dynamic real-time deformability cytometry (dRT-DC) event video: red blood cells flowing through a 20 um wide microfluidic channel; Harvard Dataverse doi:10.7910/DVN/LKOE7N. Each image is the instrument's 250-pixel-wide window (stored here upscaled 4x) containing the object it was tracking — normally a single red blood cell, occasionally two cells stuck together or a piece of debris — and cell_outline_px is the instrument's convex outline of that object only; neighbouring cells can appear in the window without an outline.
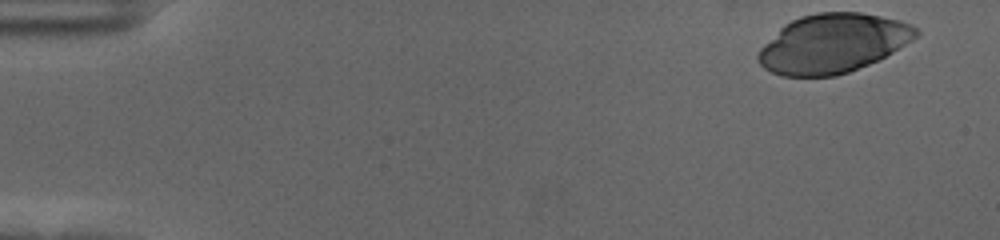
{"species": "human", "species_latin": "Homo sapiens", "temperature_condition": "cold", "stored_images_in_passage": 55, "camera_frame_rate_fps": 3000, "um_per_image_px": 0.085, "donor": {"sex": "female"}, "frame": {"image": 1, "passage_image": 1, "time_ms": 0.0, "image_size_px": [1000, 240], "cell_outline_px": [[920, 32], [912, 40], [892, 52], [868, 64], [848, 72], [836, 76], [780, 76], [764, 68], [756, 60], [756, 56], [760, 48], [784, 24], [800, 16], [816, 12], [860, 12], [900, 20], [912, 24]], "centroid_in_image_um": [70.76, 3.68], "position_along_channel_um": 14.2, "area_um2": 54.16}}